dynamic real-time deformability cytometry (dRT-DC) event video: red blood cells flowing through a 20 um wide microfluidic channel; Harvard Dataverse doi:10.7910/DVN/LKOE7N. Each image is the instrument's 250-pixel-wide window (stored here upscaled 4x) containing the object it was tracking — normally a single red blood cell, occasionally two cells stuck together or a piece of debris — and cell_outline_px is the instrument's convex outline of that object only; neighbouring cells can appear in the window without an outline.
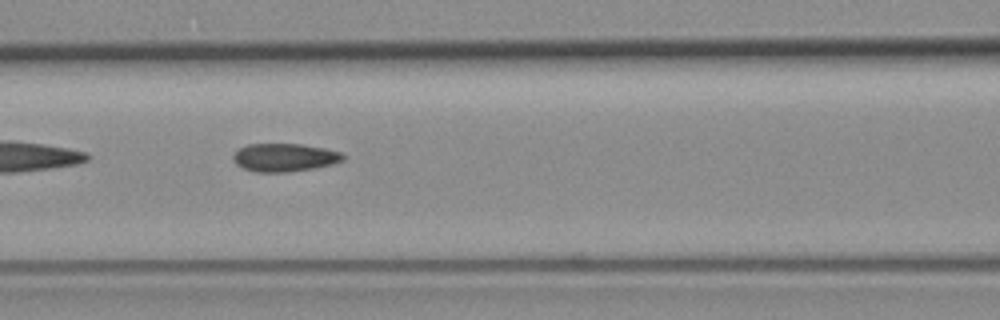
{"species": "common noctule bat (a hibernating species)", "species_latin": "Nyctalus noctula", "temperature_condition": "room temperature", "stored_images_in_passage": 24, "camera_frame_rate_fps": 3000, "um_per_image_px": 0.085, "animal": {"sex": "female", "body_mass_g": 19.3, "forearm_length_mm": 54.1}, "frame": {"image": 1, "passage_image": 8, "time_ms": 2.333, "image_size_px": [1000, 320], "cell_outline_px": [[344, 160], [332, 164], [316, 168], [288, 172], [256, 172], [244, 168], [236, 164], [232, 160], [232, 156], [240, 148], [248, 144], [300, 144], [324, 148], [340, 152], [344, 156]], "centroid_in_image_um": [24.18, 13.39], "position_along_channel_um": 142.4, "area_um2": 17.98}}